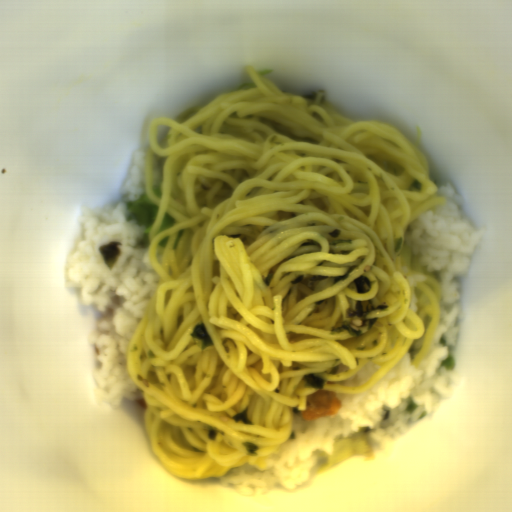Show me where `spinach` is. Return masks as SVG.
Here are the masks:
<instances>
[{
    "mask_svg": "<svg viewBox=\"0 0 512 512\" xmlns=\"http://www.w3.org/2000/svg\"><path fill=\"white\" fill-rule=\"evenodd\" d=\"M408 407L406 409V413L407 414H414L418 408V406L416 405V403L412 400V399H408Z\"/></svg>",
    "mask_w": 512,
    "mask_h": 512,
    "instance_id": "obj_4",
    "label": "spinach"
},
{
    "mask_svg": "<svg viewBox=\"0 0 512 512\" xmlns=\"http://www.w3.org/2000/svg\"><path fill=\"white\" fill-rule=\"evenodd\" d=\"M175 221H176V219L173 218L171 215H169L166 212L165 217H164V221H163V224H162V227H161L159 233L162 232V231H165L167 229H170L174 225Z\"/></svg>",
    "mask_w": 512,
    "mask_h": 512,
    "instance_id": "obj_2",
    "label": "spinach"
},
{
    "mask_svg": "<svg viewBox=\"0 0 512 512\" xmlns=\"http://www.w3.org/2000/svg\"><path fill=\"white\" fill-rule=\"evenodd\" d=\"M440 367L444 368L447 372L455 368V361L451 354H448L447 359L443 361Z\"/></svg>",
    "mask_w": 512,
    "mask_h": 512,
    "instance_id": "obj_3",
    "label": "spinach"
},
{
    "mask_svg": "<svg viewBox=\"0 0 512 512\" xmlns=\"http://www.w3.org/2000/svg\"><path fill=\"white\" fill-rule=\"evenodd\" d=\"M154 195L161 199L162 197V186H155L151 188Z\"/></svg>",
    "mask_w": 512,
    "mask_h": 512,
    "instance_id": "obj_5",
    "label": "spinach"
},
{
    "mask_svg": "<svg viewBox=\"0 0 512 512\" xmlns=\"http://www.w3.org/2000/svg\"><path fill=\"white\" fill-rule=\"evenodd\" d=\"M129 206V218L135 221L144 230L143 237L134 244L135 250L149 249L150 230L157 218L159 207L148 196L147 191L137 200L127 202Z\"/></svg>",
    "mask_w": 512,
    "mask_h": 512,
    "instance_id": "obj_1",
    "label": "spinach"
}]
</instances>
